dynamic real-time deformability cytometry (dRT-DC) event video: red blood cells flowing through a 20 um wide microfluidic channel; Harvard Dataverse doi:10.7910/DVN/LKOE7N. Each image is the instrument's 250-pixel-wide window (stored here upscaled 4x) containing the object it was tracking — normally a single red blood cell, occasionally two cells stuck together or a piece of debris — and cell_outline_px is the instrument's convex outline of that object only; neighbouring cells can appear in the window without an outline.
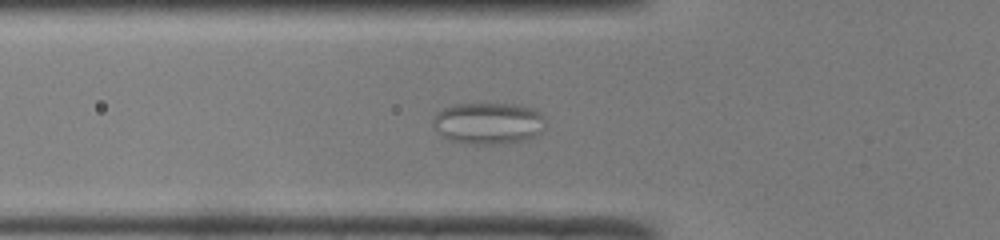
{"species": "common noctule bat (a hibernating species)", "species_latin": "Nyctalus noctula", "temperature_condition": "room temperature", "stored_images_in_passage": 48, "camera_frame_rate_fps": 3000, "um_per_image_px": 0.085, "animal": {"sex": "male", "body_mass_g": 19.0, "forearm_length_mm": 50.8}, "frame": {"image": 1, "passage_image": 17, "time_ms": 5.333, "image_size_px": [1000, 240], "cell_outline_px": [[544, 132], [528, 140], [504, 144], [476, 144], [448, 140], [432, 124], [432, 120], [436, 112], [444, 108], [456, 104], [516, 104], [532, 108], [540, 112], [544, 116]], "centroid_in_image_um": [41.56, 10.48], "position_along_channel_um": 84.2, "area_um2": 27.57}}
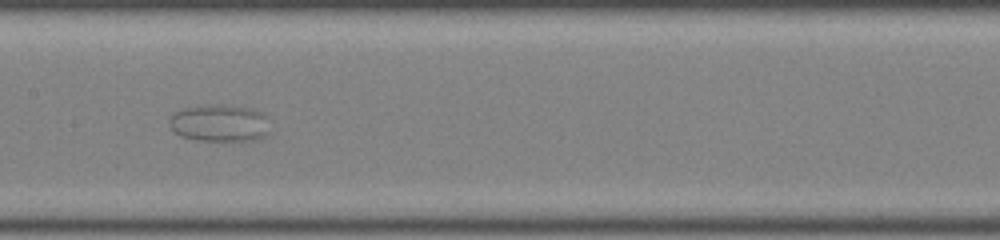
{"frame": {"image": 2, "passage_image": 25, "time_ms": 8.0, "image_size_px": [1000, 240], "cell_outline_px": [[268, 132], [252, 140], [196, 140], [180, 136], [172, 128], [172, 116], [176, 112], [188, 108], [220, 104], [228, 104], [260, 112], [264, 116]], "centroid_in_image_um": [18.64, 10.47], "position_along_channel_um": 188.8, "area_um2": 20.75}}
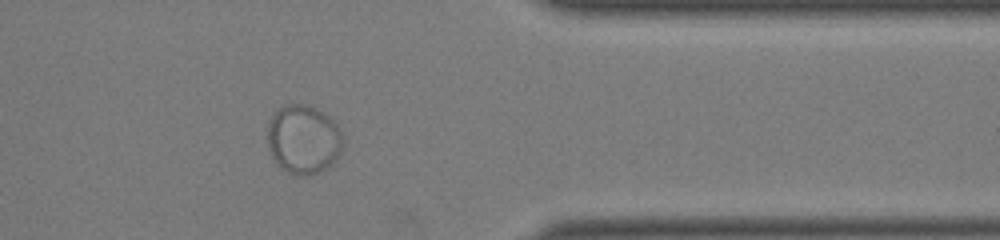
{"frame": {"image": 3, "passage_image": 41, "time_ms": 13.333, "image_size_px": [1000, 240], "cell_outline_px": [[344, 144], [336, 160], [328, 168], [312, 176], [300, 176], [288, 172], [272, 156], [268, 148], [268, 124], [272, 116], [280, 104], [308, 104], [324, 112], [336, 124], [344, 136]], "centroid_in_image_um": [25.82, 11.84], "position_along_channel_um": 385.6, "area_um2": 30.75}}